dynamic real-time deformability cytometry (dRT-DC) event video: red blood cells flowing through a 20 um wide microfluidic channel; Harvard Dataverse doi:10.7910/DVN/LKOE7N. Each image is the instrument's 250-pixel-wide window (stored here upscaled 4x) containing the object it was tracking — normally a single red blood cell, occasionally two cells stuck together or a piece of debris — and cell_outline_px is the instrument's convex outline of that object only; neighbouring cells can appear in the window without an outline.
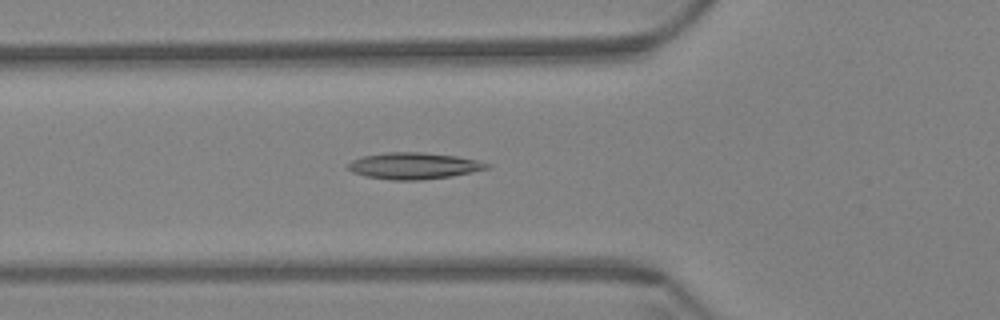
{"species": "Egyptian fruit bat (a non-hibernating species)", "species_latin": "Rousettus aegyptiacus", "temperature_condition": "warm", "stored_images_in_passage": 58, "camera_frame_rate_fps": 3000, "um_per_image_px": 0.085, "animal": {"sex": "female"}, "frame": {"image": 1, "passage_image": 20, "time_ms": 6.333, "image_size_px": [1000, 320], "cell_outline_px": [[492, 168], [452, 176], [420, 180], [392, 180], [364, 176], [352, 172], [348, 168], [348, 164], [352, 160], [364, 156], [388, 152], [424, 152], [456, 156], [476, 160], [492, 164]], "centroid_in_image_um": [35.21, 14.1], "position_along_channel_um": 90.6, "area_um2": 21.5}}
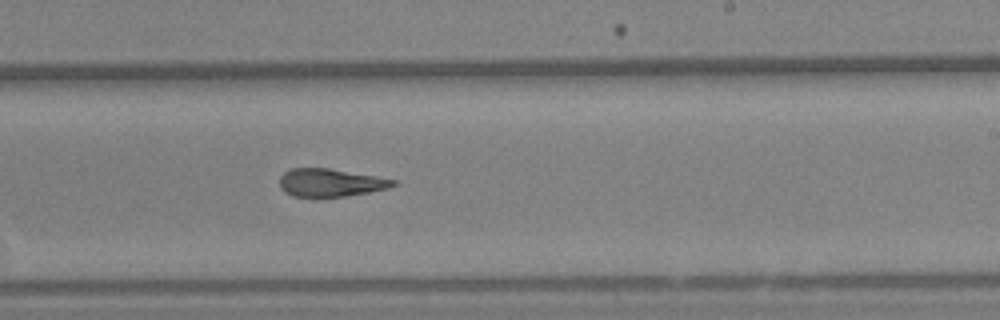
{"frame": {"image": 2, "passage_image": 35, "time_ms": 11.333, "image_size_px": [1000, 320], "cell_outline_px": [[396, 184], [388, 188], [368, 192], [344, 196], [292, 196], [284, 192], [280, 188], [280, 176], [284, 172], [292, 168], [328, 168], [396, 180]], "centroid_in_image_um": [28.04, 15.52], "position_along_channel_um": 261.0, "area_um2": 18.15}}
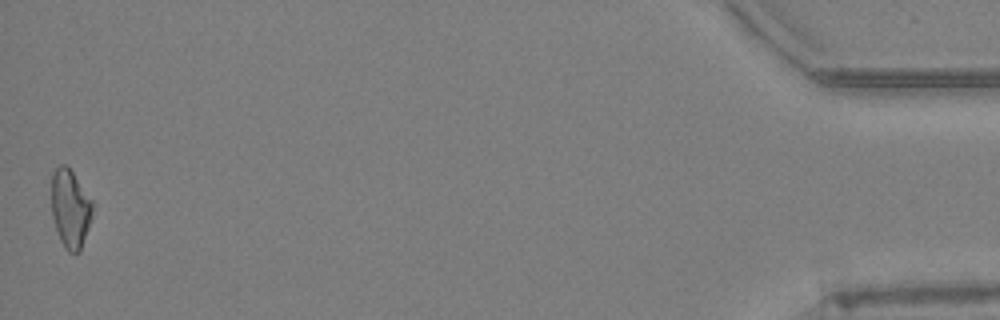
{"frame": {"image": 3, "passage_image": 58, "time_ms": 19.0, "image_size_px": [1000, 320], "cell_outline_px": [[92, 216], [80, 252], [68, 252], [60, 240], [52, 216], [52, 172], [60, 164], [64, 164], [72, 172], [92, 200]], "centroid_in_image_um": [5.97, 17.74], "position_along_channel_um": 429.2, "area_um2": 18.5}, "authors_computed_cell_mechanics": {"area_um2": 19.5364, "velocity_mm_per_s": 3.4119, "shape_relaxation_time_tau1_ms": null, "shape_relaxation_time_tau2_ms": 3.9733, "deformation_change_tau1": null, "deformation_change_tau2": 0.1365}}